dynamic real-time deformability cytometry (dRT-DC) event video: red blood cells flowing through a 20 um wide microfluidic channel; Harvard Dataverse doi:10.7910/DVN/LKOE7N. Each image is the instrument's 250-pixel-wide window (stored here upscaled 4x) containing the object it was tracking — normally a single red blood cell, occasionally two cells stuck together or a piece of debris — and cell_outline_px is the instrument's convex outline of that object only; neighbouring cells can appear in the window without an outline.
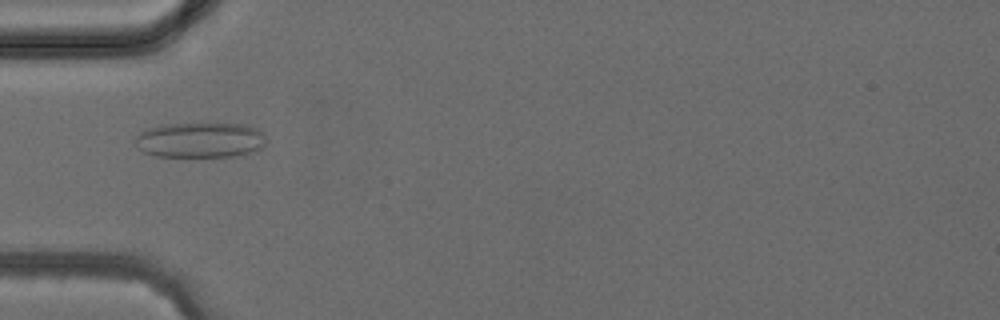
{"species": "common noctule bat (a hibernating species)", "species_latin": "Nyctalus noctula", "temperature_condition": "cold", "stored_images_in_passage": 5, "camera_frame_rate_fps": 3000, "um_per_image_px": 0.085, "animal": {"sex": "female", "body_mass_g": 24.6, "forearm_length_mm": 56.2}, "frame": {"image": 1, "passage_image": 4, "time_ms": 4.0, "image_size_px": [1000, 320], "cell_outline_px": [[264, 144], [256, 152], [240, 156], [156, 156], [144, 152], [136, 148], [136, 136], [140, 132], [148, 128], [160, 124], [244, 124], [256, 128], [264, 136]], "centroid_in_image_um": [17.0, 11.91], "position_along_channel_um": 68.0, "area_um2": 26.93}}